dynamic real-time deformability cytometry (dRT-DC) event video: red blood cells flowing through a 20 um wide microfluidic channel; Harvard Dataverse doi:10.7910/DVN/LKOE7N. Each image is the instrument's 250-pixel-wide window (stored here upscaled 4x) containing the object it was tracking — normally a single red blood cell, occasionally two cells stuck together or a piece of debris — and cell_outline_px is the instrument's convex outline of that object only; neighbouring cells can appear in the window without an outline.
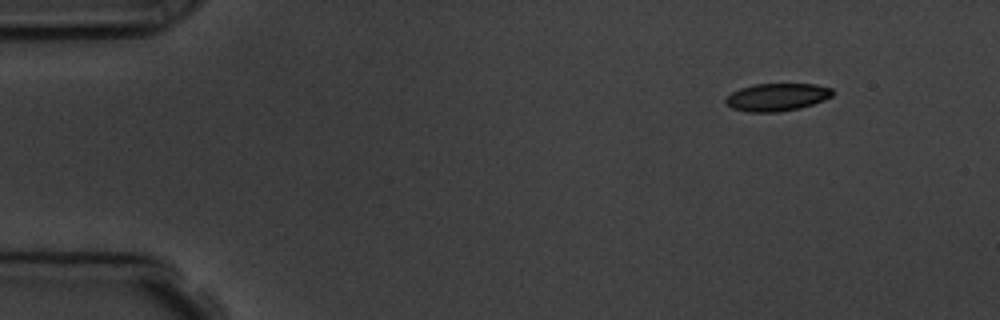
{"species": "common noctule bat (a hibernating species)", "species_latin": "Nyctalus noctula", "temperature_condition": "room temperature", "stored_images_in_passage": 4, "camera_frame_rate_fps": 3000, "um_per_image_px": 0.085, "animal": {"sex": "male", "body_mass_g": 19.5, "forearm_length_mm": 54.6}, "frame": {"image": 1, "passage_image": 1, "time_ms": 0.0, "image_size_px": [1000, 320], "cell_outline_px": [[832, 96], [824, 100], [800, 108], [780, 112], [748, 112], [732, 108], [724, 100], [732, 92], [740, 88], [756, 84], [816, 84], [832, 88]], "centroid_in_image_um": [66.05, 8.26], "position_along_channel_um": 18.9, "area_um2": 17.17}}
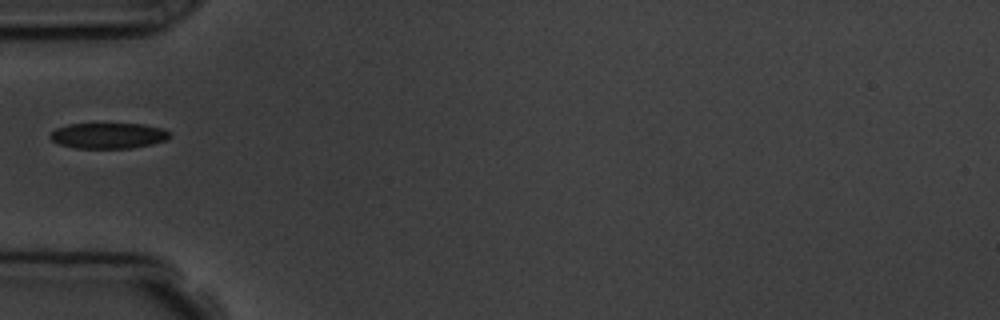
{"frame": {"image": 2, "passage_image": 4, "time_ms": 4.0, "image_size_px": [1000, 320], "cell_outline_px": [[168, 136], [164, 140], [152, 144], [132, 148], [76, 148], [60, 144], [52, 140], [48, 136], [56, 128], [68, 124], [144, 124], [164, 128], [168, 132]], "centroid_in_image_um": [9.19, 11.53], "position_along_channel_um": 75.8, "area_um2": 17.74}}